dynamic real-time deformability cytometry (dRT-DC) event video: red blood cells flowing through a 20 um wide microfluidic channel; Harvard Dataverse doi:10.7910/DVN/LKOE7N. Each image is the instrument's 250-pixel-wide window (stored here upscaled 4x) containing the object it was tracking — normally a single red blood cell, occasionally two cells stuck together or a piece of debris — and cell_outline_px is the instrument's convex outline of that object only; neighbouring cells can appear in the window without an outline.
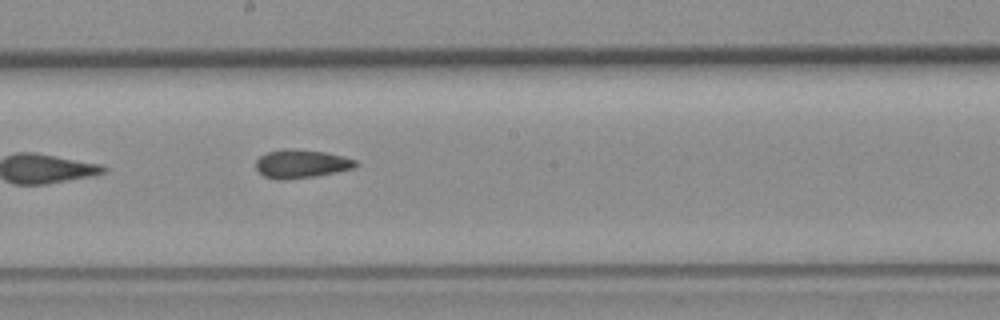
{"species": "common noctule bat (a hibernating species)", "species_latin": "Nyctalus noctula", "temperature_condition": "room temperature", "stored_images_in_passage": 7, "camera_frame_rate_fps": 3000, "um_per_image_px": 0.085, "animal": {"sex": "female", "body_mass_g": 19.3, "forearm_length_mm": 54.1}, "frame": {"image": 1, "passage_image": 7, "time_ms": 8.667, "image_size_px": [1000, 320], "cell_outline_px": [[356, 168], [316, 176], [284, 180], [276, 180], [264, 176], [256, 168], [256, 160], [260, 156], [268, 152], [284, 148], [296, 148], [324, 152], [344, 156], [356, 160]], "centroid_in_image_um": [25.6, 13.92], "position_along_channel_um": 222.6, "area_um2": 16.7}}